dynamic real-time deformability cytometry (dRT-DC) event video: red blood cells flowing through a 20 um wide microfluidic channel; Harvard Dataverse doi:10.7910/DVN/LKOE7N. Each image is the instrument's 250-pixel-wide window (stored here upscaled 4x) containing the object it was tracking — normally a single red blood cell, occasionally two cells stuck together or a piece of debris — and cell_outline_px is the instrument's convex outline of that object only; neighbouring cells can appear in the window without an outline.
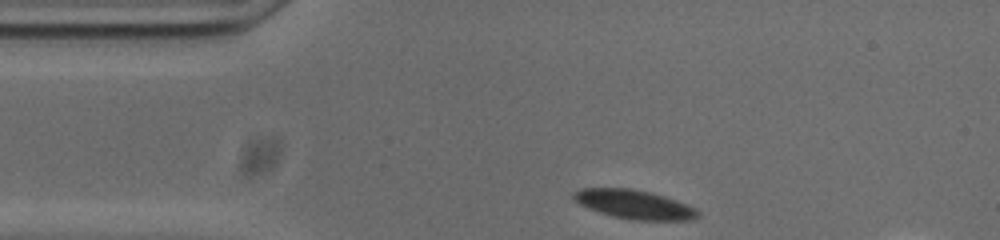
{"species": "common noctule bat (a hibernating species)", "species_latin": "Nyctalus noctula", "temperature_condition": "cold", "stored_images_in_passage": 47, "camera_frame_rate_fps": 3000, "um_per_image_px": 0.085, "animal": {"sex": "male", "body_mass_g": 20.0, "forearm_length_mm": 53.3}, "frame": {"image": 1, "passage_image": 1, "time_ms": 0.0, "image_size_px": [1000, 240], "cell_outline_px": [[700, 216], [692, 220], [632, 220], [612, 216], [588, 208], [572, 200], [572, 192], [580, 188], [628, 188], [652, 192], [676, 200], [696, 208], [700, 212]], "centroid_in_image_um": [53.9, 17.37], "position_along_channel_um": 31.1, "area_um2": 21.15}}
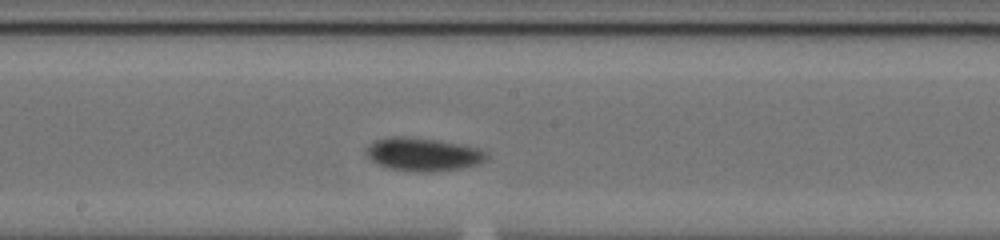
{"frame": {"image": 2, "passage_image": 19, "time_ms": 6.0, "image_size_px": [1000, 240], "cell_outline_px": [[488, 156], [480, 164], [460, 168], [424, 172], [412, 172], [388, 168], [364, 156], [364, 148], [368, 144], [376, 140], [392, 136], [408, 136], [440, 140], [464, 144], [488, 152]], "centroid_in_image_um": [35.92, 13.1], "position_along_channel_um": 212.3, "area_um2": 23.64}}
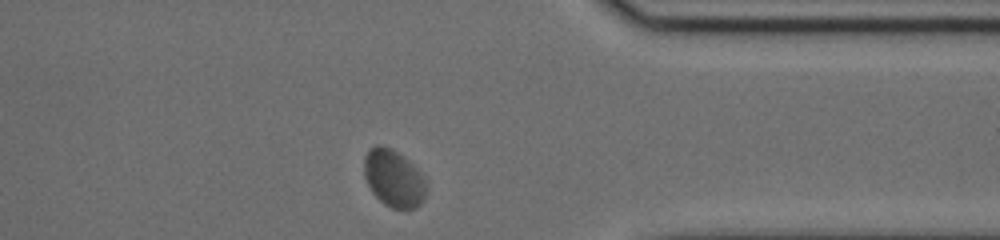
{"frame": {"image": 3, "passage_image": 34, "time_ms": 11.0, "image_size_px": [1000, 240], "cell_outline_px": [[428, 184], [424, 200], [416, 208], [392, 208], [384, 204], [372, 192], [364, 176], [364, 156], [368, 148], [376, 144], [380, 144], [392, 148], [404, 156], [420, 172]], "centroid_in_image_um": [33.46, 15.13], "position_along_channel_um": 377.9, "area_um2": 21.04}, "authors_computed_cell_mechanics": {"area_um2": 21.5016, "velocity_mm_per_s": 3.6022, "shape_relaxation_time_tau1_ms": 2.9047, "shape_relaxation_time_tau2_ms": null, "deformation_change_tau1": 0.0623, "deformation_change_tau2": null}}